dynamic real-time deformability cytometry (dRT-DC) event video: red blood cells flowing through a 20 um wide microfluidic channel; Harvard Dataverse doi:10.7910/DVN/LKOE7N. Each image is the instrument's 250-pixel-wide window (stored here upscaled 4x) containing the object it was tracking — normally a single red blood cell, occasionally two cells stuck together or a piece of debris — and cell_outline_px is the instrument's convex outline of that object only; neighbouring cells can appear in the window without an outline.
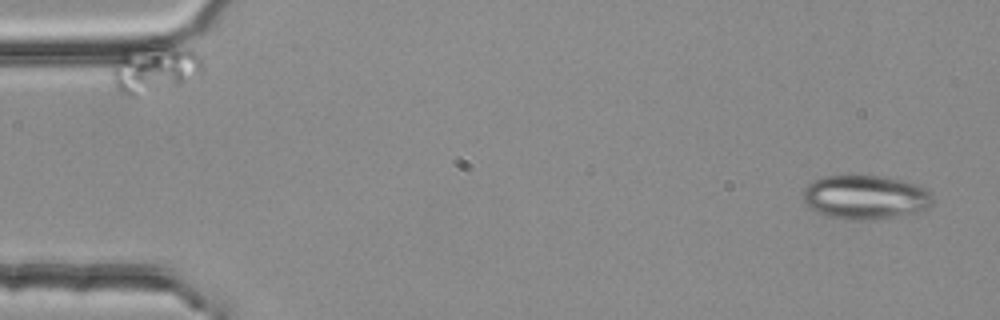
{"species": "common noctule bat (a hibernating species)", "species_latin": "Nyctalus noctula", "temperature_condition": "room temperature", "stored_images_in_passage": 4, "camera_frame_rate_fps": 3000, "um_per_image_px": 0.085, "animal": {"sex": "female", "body_mass_g": 25.1}, "frame": {"image": 1, "passage_image": 1, "time_ms": 0.0, "image_size_px": [1000, 320], "cell_outline_px": [[932, 204], [916, 212], [892, 216], [860, 220], [828, 216], [816, 212], [804, 200], [804, 188], [812, 180], [824, 176], [884, 176], [904, 180], [924, 188], [932, 196]], "centroid_in_image_um": [73.53, 16.73], "position_along_channel_um": 11.5, "area_um2": 32.6}}